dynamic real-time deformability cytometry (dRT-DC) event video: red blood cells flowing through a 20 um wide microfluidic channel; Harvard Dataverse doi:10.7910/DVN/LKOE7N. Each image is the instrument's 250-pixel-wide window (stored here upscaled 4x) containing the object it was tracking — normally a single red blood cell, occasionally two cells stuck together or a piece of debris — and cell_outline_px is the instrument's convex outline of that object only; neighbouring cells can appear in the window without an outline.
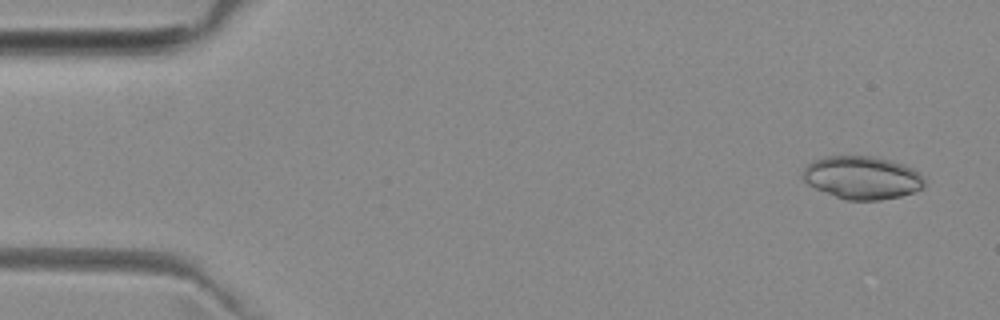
{"species": "common noctule bat (a hibernating species)", "species_latin": "Nyctalus noctula", "temperature_condition": "room temperature", "stored_images_in_passage": 4, "camera_frame_rate_fps": 3000, "um_per_image_px": 0.085, "animal": {"sex": "female", "body_mass_g": 29.2, "forearm_length_mm": 56.3}, "frame": {"image": 1, "passage_image": 1, "time_ms": 0.0, "image_size_px": [1000, 320], "cell_outline_px": [[924, 188], [900, 196], [880, 200], [844, 200], [816, 188], [808, 184], [804, 180], [804, 168], [812, 160], [824, 156], [872, 156], [904, 164], [912, 168], [924, 180]], "centroid_in_image_um": [73.27, 15.1], "position_along_channel_um": 11.7, "area_um2": 30.23}}